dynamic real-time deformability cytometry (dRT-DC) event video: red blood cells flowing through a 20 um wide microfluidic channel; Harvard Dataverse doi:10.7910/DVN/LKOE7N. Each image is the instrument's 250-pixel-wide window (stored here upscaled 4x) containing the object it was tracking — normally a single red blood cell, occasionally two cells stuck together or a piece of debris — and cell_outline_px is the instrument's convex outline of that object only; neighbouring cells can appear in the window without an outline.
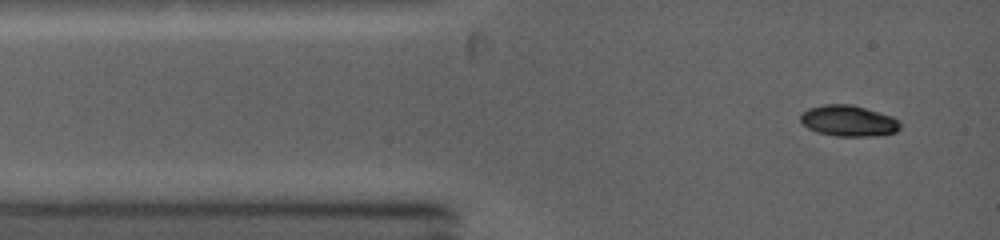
{"species": "common noctule bat (a hibernating species)", "species_latin": "Nyctalus noctula", "temperature_condition": "warm", "stored_images_in_passage": 8, "camera_frame_rate_fps": 5000, "um_per_image_px": 0.085, "animal": {"sex": "female", "body_mass_g": 19.0, "forearm_length_mm": 53.3}, "frame": {"image": 1, "passage_image": 1, "time_ms": 0.0, "image_size_px": [1000, 240], "cell_outline_px": [[900, 128], [896, 132], [872, 136], [836, 136], [816, 132], [808, 128], [800, 120], [800, 112], [808, 108], [824, 104], [852, 104], [892, 116], [900, 124]], "centroid_in_image_um": [72.08, 10.26], "position_along_channel_um": 12.9, "area_um2": 18.03}}
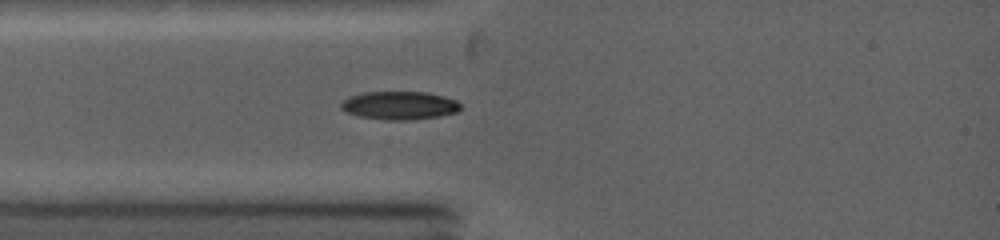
{"frame": {"image": 2, "passage_image": 4, "time_ms": 1.8, "image_size_px": [1000, 240], "cell_outline_px": [[460, 108], [456, 112], [440, 116], [412, 120], [384, 120], [360, 116], [348, 112], [340, 108], [340, 104], [348, 96], [364, 92], [424, 92], [444, 96], [456, 100], [460, 104]], "centroid_in_image_um": [33.95, 8.96], "position_along_channel_um": 51.1, "area_um2": 19.65}}